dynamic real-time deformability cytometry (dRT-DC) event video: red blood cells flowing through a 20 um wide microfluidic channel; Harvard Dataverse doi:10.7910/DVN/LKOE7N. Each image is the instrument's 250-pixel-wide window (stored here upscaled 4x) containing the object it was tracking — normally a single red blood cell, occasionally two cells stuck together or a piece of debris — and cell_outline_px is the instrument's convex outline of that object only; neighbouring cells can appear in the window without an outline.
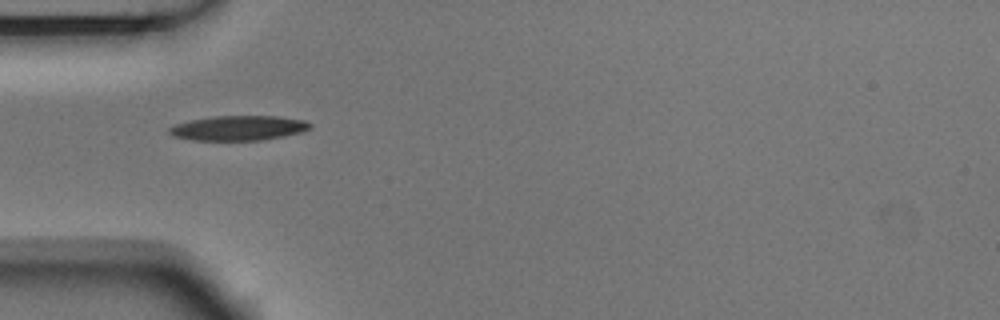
{"species": "Egyptian fruit bat (a non-hibernating species)", "species_latin": "Rousettus aegyptiacus", "temperature_condition": "room temperature", "stored_images_in_passage": 6, "camera_frame_rate_fps": 3000, "um_per_image_px": 0.085, "animal": {"sex": "male"}, "frame": {"image": 1, "passage_image": 2, "time_ms": 0.333, "image_size_px": [1000, 320], "cell_outline_px": [[312, 128], [300, 132], [284, 136], [260, 140], [192, 140], [172, 136], [168, 132], [168, 128], [176, 124], [188, 120], [212, 116], [276, 116], [304, 120], [312, 124]], "centroid_in_image_um": [20.24, 10.88], "position_along_channel_um": 64.8, "area_um2": 20.4}}
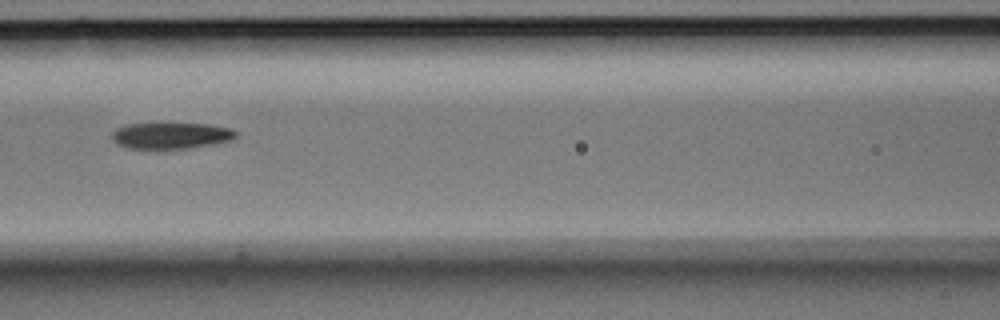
{"frame": {"image": 2, "passage_image": 4, "time_ms": 1.0, "image_size_px": [1000, 320], "cell_outline_px": [[236, 136], [232, 140], [212, 144], [188, 148], [128, 148], [116, 144], [112, 140], [112, 132], [116, 128], [128, 124], [208, 124], [232, 128], [236, 132]], "centroid_in_image_um": [14.53, 11.52], "position_along_channel_um": 152.1, "area_um2": 18.79}}
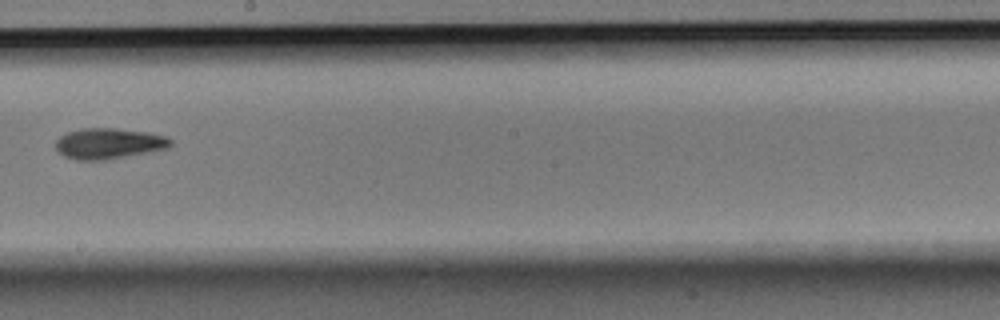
{"frame": {"image": 3, "passage_image": 6, "time_ms": 1.667, "image_size_px": [1000, 320], "cell_outline_px": [[172, 144], [168, 148], [152, 152], [108, 160], [76, 160], [64, 156], [56, 148], [56, 140], [60, 136], [68, 132], [80, 128], [116, 128], [148, 132], [164, 136], [172, 140]], "centroid_in_image_um": [9.27, 12.2], "position_along_channel_um": 238.9, "area_um2": 20.81}}